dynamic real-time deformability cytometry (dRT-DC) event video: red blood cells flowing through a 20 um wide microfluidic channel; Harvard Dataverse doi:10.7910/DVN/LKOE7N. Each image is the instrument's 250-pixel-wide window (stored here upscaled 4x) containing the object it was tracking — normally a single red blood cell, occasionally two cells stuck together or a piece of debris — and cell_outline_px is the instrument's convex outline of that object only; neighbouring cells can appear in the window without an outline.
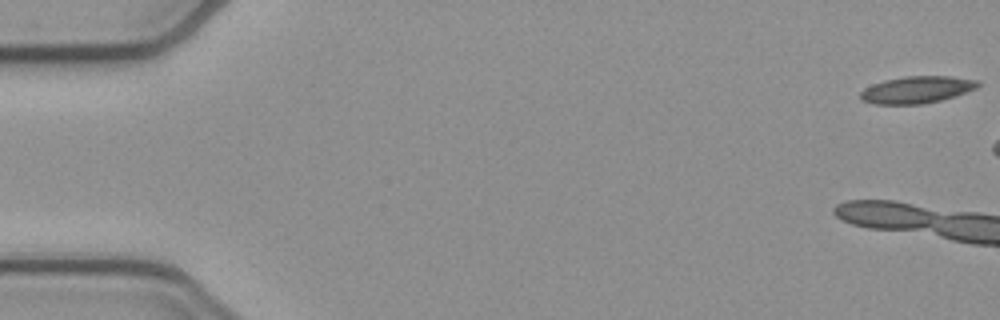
{"species": "common noctule bat (a hibernating species)", "species_latin": "Nyctalus noctula", "temperature_condition": "cold", "stored_images_in_passage": 8, "camera_frame_rate_fps": 3000, "um_per_image_px": 0.085, "animal": {"sex": "female", "body_mass_g": 21.9}, "frame": {"image": 1, "passage_image": 1, "time_ms": 0.0, "image_size_px": [1000, 320], "cell_outline_px": [[980, 84], [976, 88], [956, 96], [924, 104], [872, 104], [860, 100], [860, 92], [864, 88], [872, 84], [884, 80], [904, 76], [952, 76], [980, 80]], "centroid_in_image_um": [77.92, 7.62], "position_along_channel_um": 7.1, "area_um2": 18.73}}